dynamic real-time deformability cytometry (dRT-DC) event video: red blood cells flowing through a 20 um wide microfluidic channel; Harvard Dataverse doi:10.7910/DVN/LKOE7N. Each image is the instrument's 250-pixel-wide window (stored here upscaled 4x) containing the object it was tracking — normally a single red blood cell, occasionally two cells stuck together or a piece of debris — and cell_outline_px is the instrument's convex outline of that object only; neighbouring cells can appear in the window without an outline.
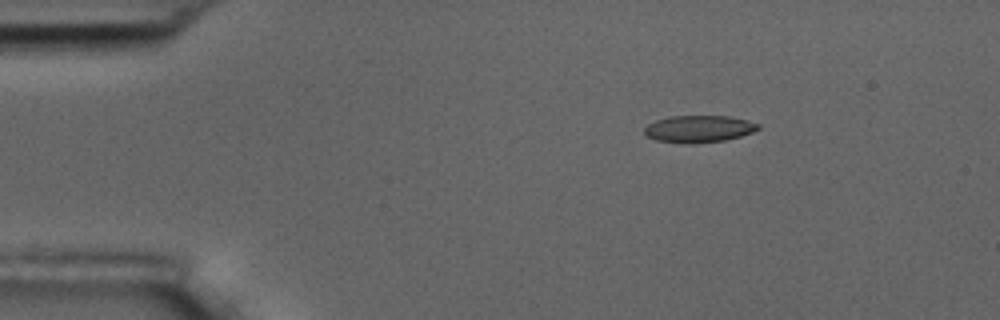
{"species": "common noctule bat (a hibernating species)", "species_latin": "Nyctalus noctula", "temperature_condition": "room temperature", "stored_images_in_passage": 4, "camera_frame_rate_fps": 3000, "um_per_image_px": 0.085, "animal": {"sex": "male", "body_mass_g": 17.5, "forearm_length_mm": 52.3}, "frame": {"image": 1, "passage_image": 2, "time_ms": 1.333, "image_size_px": [1000, 320], "cell_outline_px": [[760, 128], [752, 132], [740, 136], [724, 140], [696, 144], [684, 144], [656, 140], [644, 136], [644, 128], [648, 124], [656, 120], [668, 116], [728, 116], [748, 120], [760, 124]], "centroid_in_image_um": [59.37, 10.96], "position_along_channel_um": 25.6, "area_um2": 18.15}}